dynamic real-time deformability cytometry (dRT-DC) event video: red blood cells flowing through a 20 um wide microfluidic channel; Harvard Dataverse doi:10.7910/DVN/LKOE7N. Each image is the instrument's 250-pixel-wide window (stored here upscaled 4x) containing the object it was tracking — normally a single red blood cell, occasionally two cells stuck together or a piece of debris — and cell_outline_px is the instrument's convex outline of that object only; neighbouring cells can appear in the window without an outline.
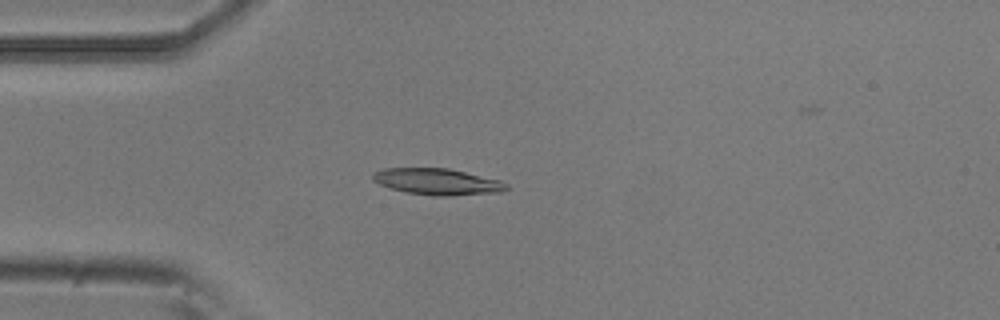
{"species": "common noctule bat (a hibernating species)", "species_latin": "Nyctalus noctula", "temperature_condition": "room temperature", "stored_images_in_passage": 5, "camera_frame_rate_fps": 3000, "um_per_image_px": 0.085, "animal": {"sex": "male", "body_mass_g": 20.5, "forearm_length_mm": 52.5}, "frame": {"image": 1, "passage_image": 4, "time_ms": 1.0, "image_size_px": [1000, 320], "cell_outline_px": [[508, 188], [500, 192], [448, 196], [432, 196], [408, 192], [392, 188], [380, 184], [372, 180], [372, 172], [384, 168], [448, 168], [500, 180], [508, 184]], "centroid_in_image_um": [37.17, 15.44], "position_along_channel_um": 47.8, "area_um2": 20.46}}